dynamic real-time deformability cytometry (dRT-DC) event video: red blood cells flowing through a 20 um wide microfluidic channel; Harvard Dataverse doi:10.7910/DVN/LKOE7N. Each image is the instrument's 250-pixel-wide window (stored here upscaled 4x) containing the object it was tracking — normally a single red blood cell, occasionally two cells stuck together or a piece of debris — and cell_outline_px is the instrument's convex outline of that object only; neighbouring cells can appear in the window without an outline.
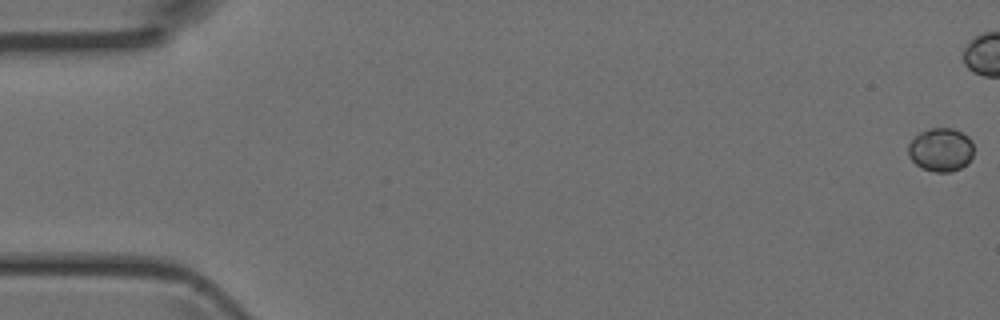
{"species": "Egyptian fruit bat (a non-hibernating species)", "species_latin": "Rousettus aegyptiacus", "temperature_condition": "room temperature", "stored_images_in_passage": 4, "segment_of_instrument_passage": [2, 2], "camera_frame_rate_fps": 3000, "um_per_image_px": 0.085, "animal": {"sex": "female"}, "frame": {"image": 1, "passage_image": 4, "time_ms": 1.0, "image_size_px": [1000, 320], "cell_outline_px": [[972, 160], [968, 164], [960, 168], [948, 172], [932, 172], [920, 168], [908, 156], [908, 144], [920, 132], [928, 128], [952, 128], [968, 136], [972, 140]], "centroid_in_image_um": [79.96, 12.74], "position_along_channel_um": 5.0, "area_um2": 16.76}}